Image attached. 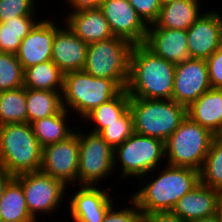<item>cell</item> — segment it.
Returning a JSON list of instances; mask_svg holds the SVG:
<instances>
[{"label": "cell", "mask_w": 222, "mask_h": 222, "mask_svg": "<svg viewBox=\"0 0 222 222\" xmlns=\"http://www.w3.org/2000/svg\"><path fill=\"white\" fill-rule=\"evenodd\" d=\"M200 183L222 193V137L215 136L200 170Z\"/></svg>", "instance_id": "30"}, {"label": "cell", "mask_w": 222, "mask_h": 222, "mask_svg": "<svg viewBox=\"0 0 222 222\" xmlns=\"http://www.w3.org/2000/svg\"><path fill=\"white\" fill-rule=\"evenodd\" d=\"M64 73L52 61L24 69V87L35 90L63 91Z\"/></svg>", "instance_id": "26"}, {"label": "cell", "mask_w": 222, "mask_h": 222, "mask_svg": "<svg viewBox=\"0 0 222 222\" xmlns=\"http://www.w3.org/2000/svg\"><path fill=\"white\" fill-rule=\"evenodd\" d=\"M27 123L58 114L63 109L62 91L26 88Z\"/></svg>", "instance_id": "27"}, {"label": "cell", "mask_w": 222, "mask_h": 222, "mask_svg": "<svg viewBox=\"0 0 222 222\" xmlns=\"http://www.w3.org/2000/svg\"><path fill=\"white\" fill-rule=\"evenodd\" d=\"M42 16H19L0 22V52L16 54L22 39Z\"/></svg>", "instance_id": "28"}, {"label": "cell", "mask_w": 222, "mask_h": 222, "mask_svg": "<svg viewBox=\"0 0 222 222\" xmlns=\"http://www.w3.org/2000/svg\"><path fill=\"white\" fill-rule=\"evenodd\" d=\"M216 215L218 216L219 221L222 222V198L219 200Z\"/></svg>", "instance_id": "41"}, {"label": "cell", "mask_w": 222, "mask_h": 222, "mask_svg": "<svg viewBox=\"0 0 222 222\" xmlns=\"http://www.w3.org/2000/svg\"><path fill=\"white\" fill-rule=\"evenodd\" d=\"M211 88L206 60L189 58L176 64L172 99L189 107Z\"/></svg>", "instance_id": "15"}, {"label": "cell", "mask_w": 222, "mask_h": 222, "mask_svg": "<svg viewBox=\"0 0 222 222\" xmlns=\"http://www.w3.org/2000/svg\"><path fill=\"white\" fill-rule=\"evenodd\" d=\"M187 116L215 136L222 135V88H210L187 108Z\"/></svg>", "instance_id": "21"}, {"label": "cell", "mask_w": 222, "mask_h": 222, "mask_svg": "<svg viewBox=\"0 0 222 222\" xmlns=\"http://www.w3.org/2000/svg\"><path fill=\"white\" fill-rule=\"evenodd\" d=\"M54 222H56L57 220L55 219V220H53ZM52 221V222H53ZM33 222H41V220H34ZM57 222H60V221H57ZM62 222H65V220H62Z\"/></svg>", "instance_id": "43"}, {"label": "cell", "mask_w": 222, "mask_h": 222, "mask_svg": "<svg viewBox=\"0 0 222 222\" xmlns=\"http://www.w3.org/2000/svg\"><path fill=\"white\" fill-rule=\"evenodd\" d=\"M22 185L13 177L0 200V222H33Z\"/></svg>", "instance_id": "25"}, {"label": "cell", "mask_w": 222, "mask_h": 222, "mask_svg": "<svg viewBox=\"0 0 222 222\" xmlns=\"http://www.w3.org/2000/svg\"><path fill=\"white\" fill-rule=\"evenodd\" d=\"M159 1H160L161 5L163 6V5L167 4V3H170L173 0H159Z\"/></svg>", "instance_id": "42"}, {"label": "cell", "mask_w": 222, "mask_h": 222, "mask_svg": "<svg viewBox=\"0 0 222 222\" xmlns=\"http://www.w3.org/2000/svg\"><path fill=\"white\" fill-rule=\"evenodd\" d=\"M136 182L138 190L130 197L141 213L172 211L178 200L200 184V171L164 164Z\"/></svg>", "instance_id": "1"}, {"label": "cell", "mask_w": 222, "mask_h": 222, "mask_svg": "<svg viewBox=\"0 0 222 222\" xmlns=\"http://www.w3.org/2000/svg\"><path fill=\"white\" fill-rule=\"evenodd\" d=\"M132 48L133 44L116 36L90 43L83 71L93 77L113 80L126 89Z\"/></svg>", "instance_id": "7"}, {"label": "cell", "mask_w": 222, "mask_h": 222, "mask_svg": "<svg viewBox=\"0 0 222 222\" xmlns=\"http://www.w3.org/2000/svg\"><path fill=\"white\" fill-rule=\"evenodd\" d=\"M128 205L123 208L118 206V203L113 204L106 213L102 222H141V215L139 208L135 201L129 196ZM120 207V208H118Z\"/></svg>", "instance_id": "34"}, {"label": "cell", "mask_w": 222, "mask_h": 222, "mask_svg": "<svg viewBox=\"0 0 222 222\" xmlns=\"http://www.w3.org/2000/svg\"><path fill=\"white\" fill-rule=\"evenodd\" d=\"M42 146L31 124L15 123L0 126V168L13 177L40 171Z\"/></svg>", "instance_id": "3"}, {"label": "cell", "mask_w": 222, "mask_h": 222, "mask_svg": "<svg viewBox=\"0 0 222 222\" xmlns=\"http://www.w3.org/2000/svg\"><path fill=\"white\" fill-rule=\"evenodd\" d=\"M88 45L63 22L55 33L51 60L64 74L82 71L86 63Z\"/></svg>", "instance_id": "17"}, {"label": "cell", "mask_w": 222, "mask_h": 222, "mask_svg": "<svg viewBox=\"0 0 222 222\" xmlns=\"http://www.w3.org/2000/svg\"><path fill=\"white\" fill-rule=\"evenodd\" d=\"M24 86V69L16 54L0 52V91Z\"/></svg>", "instance_id": "31"}, {"label": "cell", "mask_w": 222, "mask_h": 222, "mask_svg": "<svg viewBox=\"0 0 222 222\" xmlns=\"http://www.w3.org/2000/svg\"><path fill=\"white\" fill-rule=\"evenodd\" d=\"M144 44L156 55L174 64L190 58L186 30L148 27Z\"/></svg>", "instance_id": "18"}, {"label": "cell", "mask_w": 222, "mask_h": 222, "mask_svg": "<svg viewBox=\"0 0 222 222\" xmlns=\"http://www.w3.org/2000/svg\"><path fill=\"white\" fill-rule=\"evenodd\" d=\"M134 133L133 117L128 109L119 119L118 122L109 124L99 135L113 149L124 143Z\"/></svg>", "instance_id": "32"}, {"label": "cell", "mask_w": 222, "mask_h": 222, "mask_svg": "<svg viewBox=\"0 0 222 222\" xmlns=\"http://www.w3.org/2000/svg\"><path fill=\"white\" fill-rule=\"evenodd\" d=\"M130 96L122 89L115 97L97 106L82 121L88 124V130L99 134L109 124L118 122V119L129 109ZM91 124V125H90ZM91 128V129H90Z\"/></svg>", "instance_id": "24"}, {"label": "cell", "mask_w": 222, "mask_h": 222, "mask_svg": "<svg viewBox=\"0 0 222 222\" xmlns=\"http://www.w3.org/2000/svg\"><path fill=\"white\" fill-rule=\"evenodd\" d=\"M129 109L135 133L163 142H166L187 116V107L173 99L130 97Z\"/></svg>", "instance_id": "5"}, {"label": "cell", "mask_w": 222, "mask_h": 222, "mask_svg": "<svg viewBox=\"0 0 222 222\" xmlns=\"http://www.w3.org/2000/svg\"><path fill=\"white\" fill-rule=\"evenodd\" d=\"M13 178L6 170L0 168V200L8 182Z\"/></svg>", "instance_id": "39"}, {"label": "cell", "mask_w": 222, "mask_h": 222, "mask_svg": "<svg viewBox=\"0 0 222 222\" xmlns=\"http://www.w3.org/2000/svg\"><path fill=\"white\" fill-rule=\"evenodd\" d=\"M62 24V21L56 22L50 16H43V19L22 39L16 57L23 69L52 59L55 33Z\"/></svg>", "instance_id": "16"}, {"label": "cell", "mask_w": 222, "mask_h": 222, "mask_svg": "<svg viewBox=\"0 0 222 222\" xmlns=\"http://www.w3.org/2000/svg\"><path fill=\"white\" fill-rule=\"evenodd\" d=\"M215 135L190 117L165 142L166 164L201 170Z\"/></svg>", "instance_id": "8"}, {"label": "cell", "mask_w": 222, "mask_h": 222, "mask_svg": "<svg viewBox=\"0 0 222 222\" xmlns=\"http://www.w3.org/2000/svg\"><path fill=\"white\" fill-rule=\"evenodd\" d=\"M78 187V188H77ZM67 192V213L72 222H102L110 207L115 203L110 192L113 185L100 187L77 185ZM107 187V188H106ZM77 188V189H76ZM74 193V194H72ZM71 216V217H70Z\"/></svg>", "instance_id": "12"}, {"label": "cell", "mask_w": 222, "mask_h": 222, "mask_svg": "<svg viewBox=\"0 0 222 222\" xmlns=\"http://www.w3.org/2000/svg\"><path fill=\"white\" fill-rule=\"evenodd\" d=\"M14 178L22 185L28 211L34 220H43L45 216L59 214L57 209H64L62 204L67 202L68 187L61 180L42 171L23 173Z\"/></svg>", "instance_id": "10"}, {"label": "cell", "mask_w": 222, "mask_h": 222, "mask_svg": "<svg viewBox=\"0 0 222 222\" xmlns=\"http://www.w3.org/2000/svg\"><path fill=\"white\" fill-rule=\"evenodd\" d=\"M69 116L74 118L69 111L63 108L58 114L31 123L34 135L42 148L63 141L75 132L77 124L73 125Z\"/></svg>", "instance_id": "23"}, {"label": "cell", "mask_w": 222, "mask_h": 222, "mask_svg": "<svg viewBox=\"0 0 222 222\" xmlns=\"http://www.w3.org/2000/svg\"><path fill=\"white\" fill-rule=\"evenodd\" d=\"M203 1L173 0L161 7L158 19L148 27L187 30L206 11Z\"/></svg>", "instance_id": "22"}, {"label": "cell", "mask_w": 222, "mask_h": 222, "mask_svg": "<svg viewBox=\"0 0 222 222\" xmlns=\"http://www.w3.org/2000/svg\"><path fill=\"white\" fill-rule=\"evenodd\" d=\"M143 22L150 26L158 19L162 7L159 0H128Z\"/></svg>", "instance_id": "35"}, {"label": "cell", "mask_w": 222, "mask_h": 222, "mask_svg": "<svg viewBox=\"0 0 222 222\" xmlns=\"http://www.w3.org/2000/svg\"><path fill=\"white\" fill-rule=\"evenodd\" d=\"M206 63L211 88H222V46L206 60Z\"/></svg>", "instance_id": "36"}, {"label": "cell", "mask_w": 222, "mask_h": 222, "mask_svg": "<svg viewBox=\"0 0 222 222\" xmlns=\"http://www.w3.org/2000/svg\"><path fill=\"white\" fill-rule=\"evenodd\" d=\"M176 64L156 55L144 43L133 45L126 86L133 98L172 99Z\"/></svg>", "instance_id": "2"}, {"label": "cell", "mask_w": 222, "mask_h": 222, "mask_svg": "<svg viewBox=\"0 0 222 222\" xmlns=\"http://www.w3.org/2000/svg\"><path fill=\"white\" fill-rule=\"evenodd\" d=\"M79 124L78 185L105 186L102 183L115 171L114 149L99 134Z\"/></svg>", "instance_id": "9"}, {"label": "cell", "mask_w": 222, "mask_h": 222, "mask_svg": "<svg viewBox=\"0 0 222 222\" xmlns=\"http://www.w3.org/2000/svg\"><path fill=\"white\" fill-rule=\"evenodd\" d=\"M217 9L206 8L186 30L190 58L207 60L222 46V10Z\"/></svg>", "instance_id": "14"}, {"label": "cell", "mask_w": 222, "mask_h": 222, "mask_svg": "<svg viewBox=\"0 0 222 222\" xmlns=\"http://www.w3.org/2000/svg\"><path fill=\"white\" fill-rule=\"evenodd\" d=\"M164 164L165 142L156 138L134 132L114 149V170L124 182L138 180Z\"/></svg>", "instance_id": "6"}, {"label": "cell", "mask_w": 222, "mask_h": 222, "mask_svg": "<svg viewBox=\"0 0 222 222\" xmlns=\"http://www.w3.org/2000/svg\"><path fill=\"white\" fill-rule=\"evenodd\" d=\"M79 124L75 132L63 141L42 148L40 171L61 180L69 191L78 185Z\"/></svg>", "instance_id": "11"}, {"label": "cell", "mask_w": 222, "mask_h": 222, "mask_svg": "<svg viewBox=\"0 0 222 222\" xmlns=\"http://www.w3.org/2000/svg\"><path fill=\"white\" fill-rule=\"evenodd\" d=\"M68 11H81L85 9L99 8L103 0H65Z\"/></svg>", "instance_id": "38"}, {"label": "cell", "mask_w": 222, "mask_h": 222, "mask_svg": "<svg viewBox=\"0 0 222 222\" xmlns=\"http://www.w3.org/2000/svg\"><path fill=\"white\" fill-rule=\"evenodd\" d=\"M121 90L113 80L93 77L83 70L71 71L64 74L63 108L75 115L74 117L81 118H77L76 124L97 106L115 97Z\"/></svg>", "instance_id": "4"}, {"label": "cell", "mask_w": 222, "mask_h": 222, "mask_svg": "<svg viewBox=\"0 0 222 222\" xmlns=\"http://www.w3.org/2000/svg\"><path fill=\"white\" fill-rule=\"evenodd\" d=\"M141 222H184L172 211L142 213Z\"/></svg>", "instance_id": "37"}, {"label": "cell", "mask_w": 222, "mask_h": 222, "mask_svg": "<svg viewBox=\"0 0 222 222\" xmlns=\"http://www.w3.org/2000/svg\"><path fill=\"white\" fill-rule=\"evenodd\" d=\"M99 9L108 21L114 36L123 38L133 45L145 42L148 26L128 0H103Z\"/></svg>", "instance_id": "13"}, {"label": "cell", "mask_w": 222, "mask_h": 222, "mask_svg": "<svg viewBox=\"0 0 222 222\" xmlns=\"http://www.w3.org/2000/svg\"><path fill=\"white\" fill-rule=\"evenodd\" d=\"M61 16L68 28L87 44L113 37L109 23L99 8L69 11Z\"/></svg>", "instance_id": "19"}, {"label": "cell", "mask_w": 222, "mask_h": 222, "mask_svg": "<svg viewBox=\"0 0 222 222\" xmlns=\"http://www.w3.org/2000/svg\"><path fill=\"white\" fill-rule=\"evenodd\" d=\"M222 193L203 184H198L186 193L173 208L172 212L184 222L215 215Z\"/></svg>", "instance_id": "20"}, {"label": "cell", "mask_w": 222, "mask_h": 222, "mask_svg": "<svg viewBox=\"0 0 222 222\" xmlns=\"http://www.w3.org/2000/svg\"><path fill=\"white\" fill-rule=\"evenodd\" d=\"M37 1V2H36ZM39 0H0V22L19 16H39ZM38 7V9H37Z\"/></svg>", "instance_id": "33"}, {"label": "cell", "mask_w": 222, "mask_h": 222, "mask_svg": "<svg viewBox=\"0 0 222 222\" xmlns=\"http://www.w3.org/2000/svg\"><path fill=\"white\" fill-rule=\"evenodd\" d=\"M26 122V88L0 91V126Z\"/></svg>", "instance_id": "29"}, {"label": "cell", "mask_w": 222, "mask_h": 222, "mask_svg": "<svg viewBox=\"0 0 222 222\" xmlns=\"http://www.w3.org/2000/svg\"><path fill=\"white\" fill-rule=\"evenodd\" d=\"M189 222H220V221H219L218 216L215 214L209 217H203V218L195 219Z\"/></svg>", "instance_id": "40"}]
</instances>
